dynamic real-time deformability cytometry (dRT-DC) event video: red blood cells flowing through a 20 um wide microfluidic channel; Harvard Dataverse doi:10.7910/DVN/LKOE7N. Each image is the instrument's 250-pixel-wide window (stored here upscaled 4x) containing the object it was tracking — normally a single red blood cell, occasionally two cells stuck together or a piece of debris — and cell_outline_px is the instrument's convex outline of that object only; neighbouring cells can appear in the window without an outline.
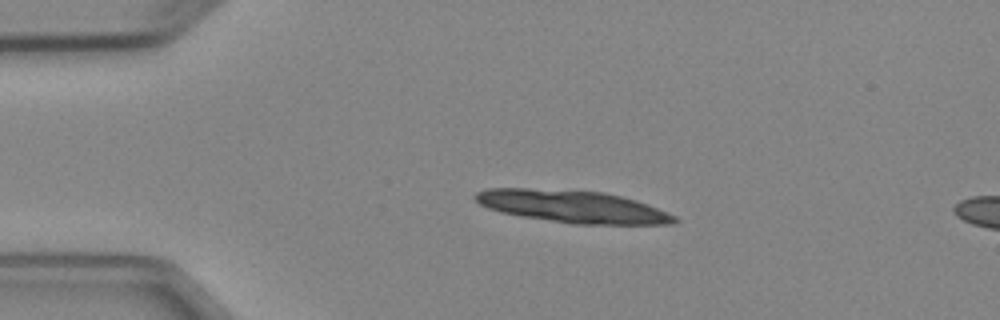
{"species": "Egyptian fruit bat (a non-hibernating species)", "species_latin": "Rousettus aegyptiacus", "temperature_condition": "cold", "stored_images_in_passage": 3, "camera_frame_rate_fps": 3000, "um_per_image_px": 0.085, "animal": {"sex": "female"}, "frame": {"image": 1, "passage_image": 2, "time_ms": 1.0, "image_size_px": [1000, 320], "cell_outline_px": [[680, 220], [672, 224], [572, 224], [520, 216], [500, 212], [488, 208], [480, 204], [472, 196], [476, 192], [488, 188], [528, 188], [604, 192], [636, 200], [648, 204], [668, 212], [676, 216]], "centroid_in_image_um": [48.67, 17.56], "position_along_channel_um": 36.3, "area_um2": 37.63}}